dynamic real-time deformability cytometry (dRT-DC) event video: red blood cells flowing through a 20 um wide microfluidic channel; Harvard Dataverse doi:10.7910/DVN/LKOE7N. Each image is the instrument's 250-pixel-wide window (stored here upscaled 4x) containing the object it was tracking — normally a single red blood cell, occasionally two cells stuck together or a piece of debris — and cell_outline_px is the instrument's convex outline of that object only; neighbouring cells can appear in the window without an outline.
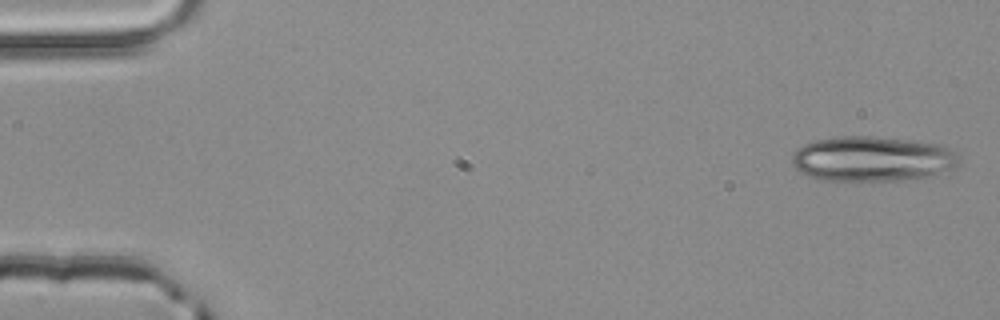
{"species": "common noctule bat (a hibernating species)", "species_latin": "Nyctalus noctula", "temperature_condition": "room temperature", "stored_images_in_passage": 3, "camera_frame_rate_fps": 3000, "um_per_image_px": 0.085, "animal": {"sex": "male", "body_mass_g": 20.4}, "frame": {"image": 1, "passage_image": 1, "time_ms": 0.0, "image_size_px": [1000, 320], "cell_outline_px": [[960, 156], [956, 164], [952, 168], [916, 180], [824, 180], [808, 176], [800, 172], [792, 164], [792, 156], [796, 148], [804, 144], [816, 140], [840, 136], [872, 136], [908, 140], [940, 144], [948, 148]], "centroid_in_image_um": [74.12, 13.5], "position_along_channel_um": 10.9, "area_um2": 43.81}}